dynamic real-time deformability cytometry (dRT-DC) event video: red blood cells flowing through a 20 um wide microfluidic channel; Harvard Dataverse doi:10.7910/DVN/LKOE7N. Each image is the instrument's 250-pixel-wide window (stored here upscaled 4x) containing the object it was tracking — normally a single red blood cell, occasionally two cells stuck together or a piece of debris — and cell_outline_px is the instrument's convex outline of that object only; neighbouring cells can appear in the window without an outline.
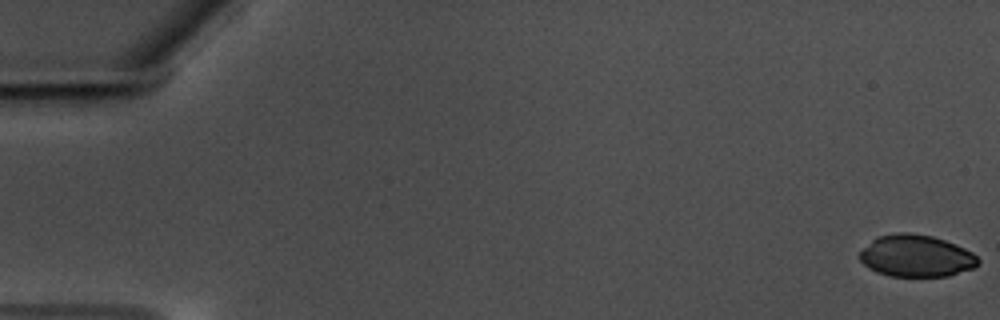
{"species": "common noctule bat (a hibernating species)", "species_latin": "Nyctalus noctula", "temperature_condition": "warm", "stored_images_in_passage": 59, "camera_frame_rate_fps": 3000, "um_per_image_px": 0.085, "animal": {"sex": "male", "body_mass_g": 17.5, "forearm_length_mm": 52.3}, "frame": {"image": 1, "passage_image": 1, "time_ms": 0.0, "image_size_px": [1000, 320], "cell_outline_px": [[980, 264], [972, 268], [948, 276], [888, 276], [876, 272], [868, 268], [856, 256], [876, 236], [896, 232], [908, 232], [932, 236], [956, 244], [972, 252], [980, 260]], "centroid_in_image_um": [77.85, 21.75], "position_along_channel_um": 7.1, "area_um2": 29.13}}
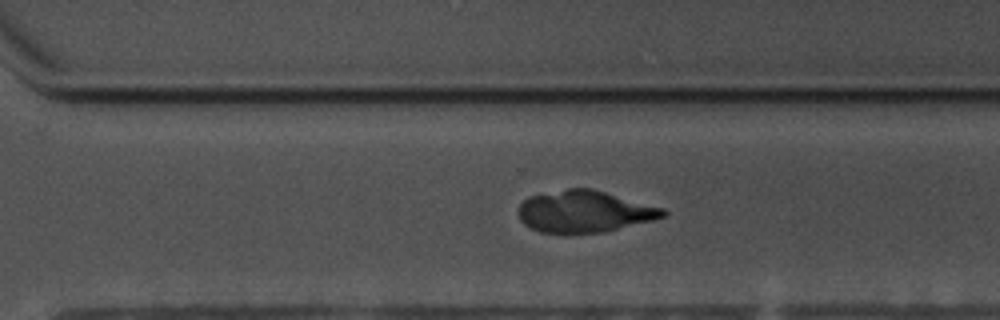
{"frame": {"image": 2, "passage_image": 42, "time_ms": 13.667, "image_size_px": [1000, 320], "cell_outline_px": [[668, 212], [664, 216], [652, 220], [604, 232], [540, 232], [524, 224], [520, 220], [520, 204], [528, 196], [568, 188], [592, 188], [664, 208]], "centroid_in_image_um": [49.69, 17.96], "position_along_channel_um": 320.9, "area_um2": 34.8}}
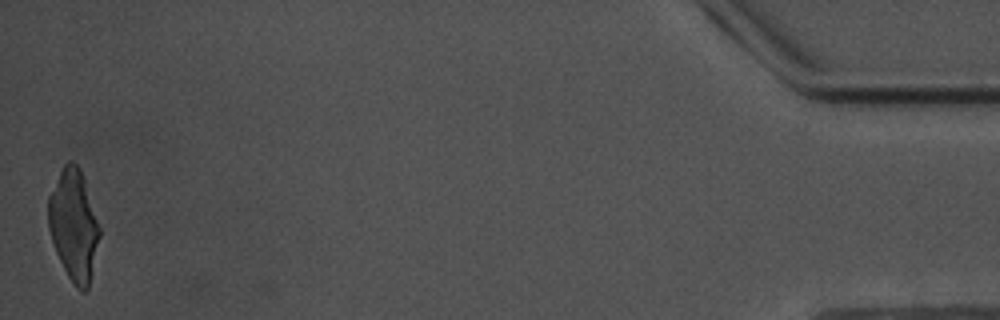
{"frame": {"image": 3, "passage_image": 59, "time_ms": 19.333, "image_size_px": [1000, 320], "cell_outline_px": [[100, 236], [88, 288], [84, 292], [80, 292], [76, 288], [68, 276], [56, 252], [48, 228], [48, 196], [64, 164], [68, 160], [72, 160], [80, 168], [100, 228]], "centroid_in_image_um": [6.25, 19.13], "position_along_channel_um": 428.9, "area_um2": 32.77}}